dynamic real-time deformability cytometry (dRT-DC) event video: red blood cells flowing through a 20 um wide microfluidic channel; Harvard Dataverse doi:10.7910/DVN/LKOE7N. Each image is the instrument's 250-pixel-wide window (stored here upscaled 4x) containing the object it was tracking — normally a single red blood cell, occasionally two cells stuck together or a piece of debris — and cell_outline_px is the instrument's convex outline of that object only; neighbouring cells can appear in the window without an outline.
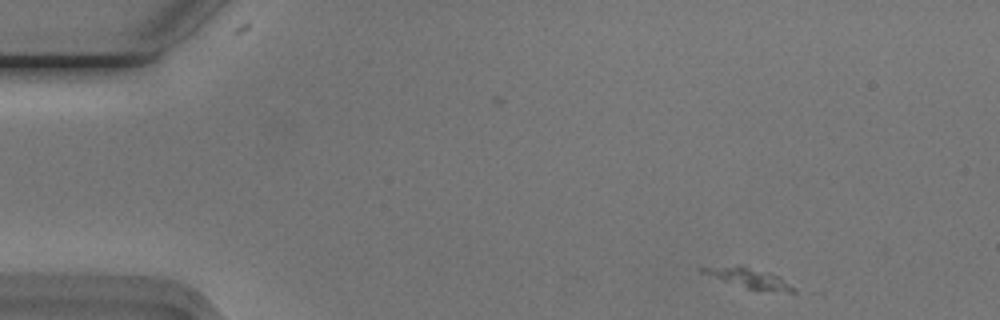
{"species": "Egyptian fruit bat (a non-hibernating species)", "species_latin": "Rousettus aegyptiacus", "temperature_condition": "cold", "stored_images_in_passage": 50, "camera_frame_rate_fps": 3000, "um_per_image_px": 0.085, "animal": {"sex": "male"}, "frame": {"image": 1, "passage_image": 1, "time_ms": 0.0, "image_size_px": [1000, 320], "cell_outline_px": [[796, 292], [788, 292], [748, 288], [700, 272], [700, 268], [740, 264], [768, 272], [780, 276], [796, 288]], "centroid_in_image_um": [63.73, 23.61], "position_along_channel_um": 21.3, "area_um2": 10.35}}
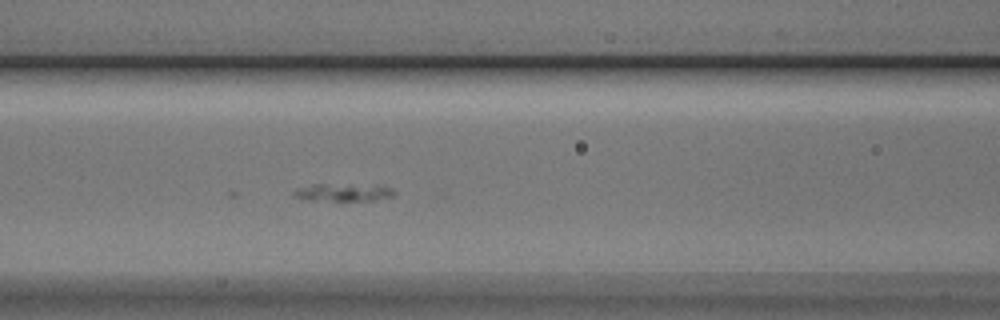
{"frame": {"image": 2, "passage_image": 18, "time_ms": 5.667, "image_size_px": [1000, 320], "cell_outline_px": [[396, 196], [372, 200], [340, 204], [308, 200], [296, 196], [292, 192], [296, 188], [316, 184], [324, 184], [392, 188], [396, 192]], "centroid_in_image_um": [29.12, 16.44], "position_along_channel_um": 137.5, "area_um2": 10.64}}
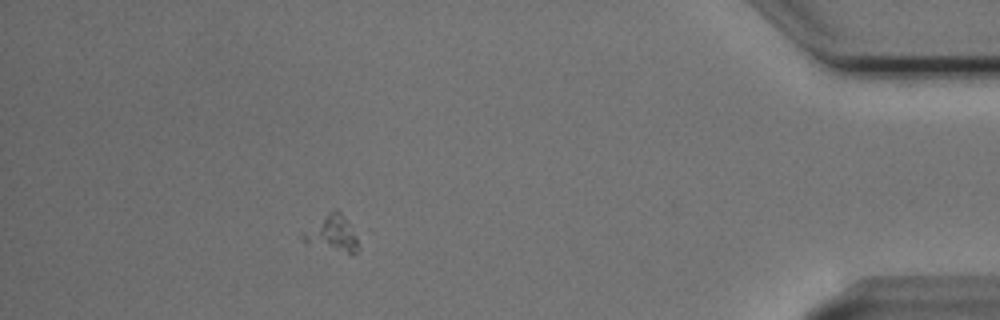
{"frame": {"image": 3, "passage_image": 44, "time_ms": 14.333, "image_size_px": [1000, 320], "cell_outline_px": [[356, 252], [352, 256], [304, 244], [300, 236], [300, 232], [328, 212], [336, 208], [348, 220], [356, 240]], "centroid_in_image_um": [28.14, 19.88], "position_along_channel_um": 407.1, "area_um2": 12.08}}